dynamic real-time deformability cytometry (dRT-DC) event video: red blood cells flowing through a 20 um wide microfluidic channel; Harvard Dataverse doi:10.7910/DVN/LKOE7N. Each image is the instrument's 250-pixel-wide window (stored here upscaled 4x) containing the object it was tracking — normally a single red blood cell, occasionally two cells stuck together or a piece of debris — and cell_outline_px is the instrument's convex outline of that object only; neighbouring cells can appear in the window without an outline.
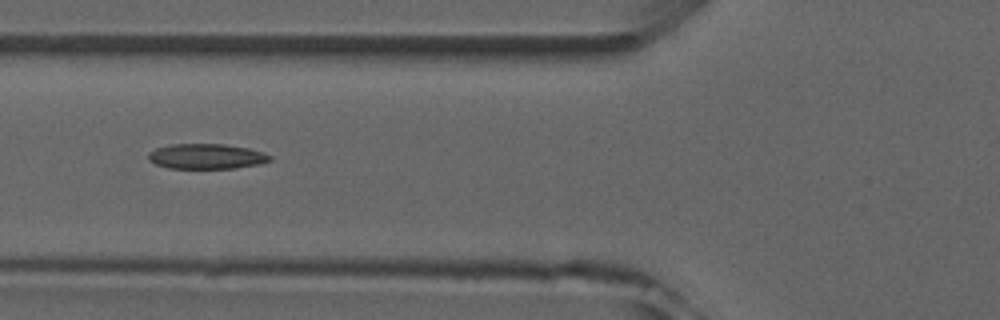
{"species": "common noctule bat (a hibernating species)", "species_latin": "Nyctalus noctula", "temperature_condition": "room temperature", "stored_images_in_passage": 7, "camera_frame_rate_fps": 3000, "um_per_image_px": 0.085, "animal": {"sex": "male", "forearm_length_mm": 52.5}, "frame": {"image": 1, "passage_image": 6, "time_ms": 5.667, "image_size_px": [1000, 320], "cell_outline_px": [[272, 160], [260, 164], [236, 168], [168, 168], [156, 164], [148, 160], [148, 152], [156, 148], [172, 144], [224, 144], [248, 148], [264, 152], [272, 156]], "centroid_in_image_um": [17.56, 13.29], "position_along_channel_um": 108.2, "area_um2": 17.92}}
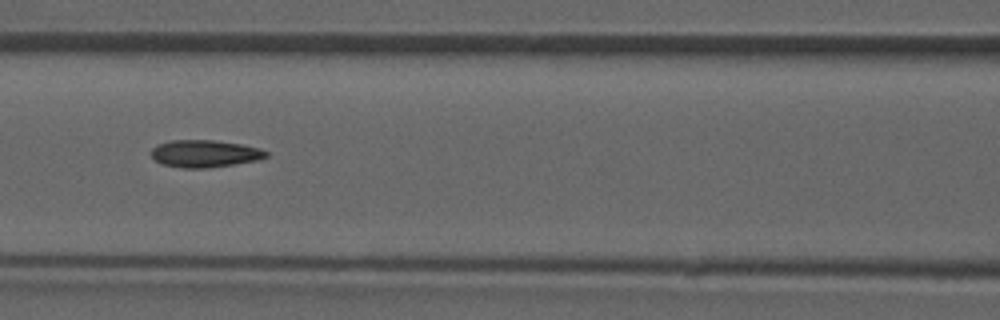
{"frame": {"image": 2, "passage_image": 7, "time_ms": 6.667, "image_size_px": [1000, 320], "cell_outline_px": [[268, 156], [260, 160], [208, 168], [180, 168], [160, 164], [152, 156], [152, 148], [168, 140], [212, 140], [240, 144], [260, 148], [268, 152]], "centroid_in_image_um": [17.42, 13.07], "position_along_channel_um": 149.2, "area_um2": 18.32}}